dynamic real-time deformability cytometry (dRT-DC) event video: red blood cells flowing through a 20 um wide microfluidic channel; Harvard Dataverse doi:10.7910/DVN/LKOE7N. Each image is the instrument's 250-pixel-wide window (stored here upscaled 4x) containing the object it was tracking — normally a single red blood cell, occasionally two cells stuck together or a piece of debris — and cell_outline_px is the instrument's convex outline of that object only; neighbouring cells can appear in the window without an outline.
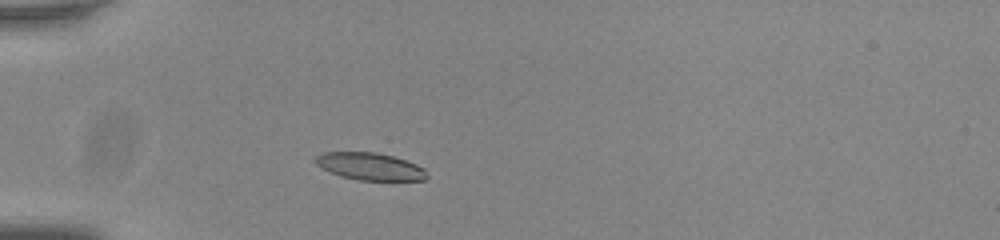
{"species": "common noctule bat (a hibernating species)", "species_latin": "Nyctalus noctula", "temperature_condition": "room temperature", "stored_images_in_passage": 46, "camera_frame_rate_fps": 3000, "um_per_image_px": 0.085, "animal": {"sex": "male", "body_mass_g": 20.0, "forearm_length_mm": 53.3}, "frame": {"image": 1, "passage_image": 8, "time_ms": 2.333, "image_size_px": [1000, 240], "cell_outline_px": [[428, 176], [424, 180], [360, 180], [340, 176], [316, 164], [316, 156], [324, 152], [376, 152], [392, 156], [416, 164], [424, 168]], "centroid_in_image_um": [31.47, 14.14], "position_along_channel_um": 53.5, "area_um2": 17.46}}
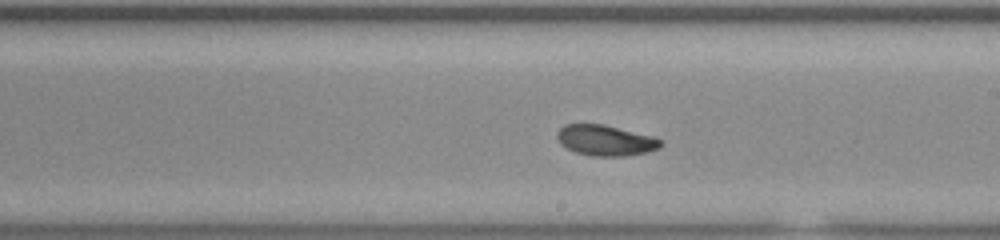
{"frame": {"image": 2, "passage_image": 24, "time_ms": 7.667, "image_size_px": [1000, 240], "cell_outline_px": [[664, 144], [660, 148], [648, 152], [624, 156], [592, 156], [576, 152], [560, 144], [556, 136], [556, 132], [564, 124], [604, 124], [652, 136], [664, 140]], "centroid_in_image_um": [51.49, 11.93], "position_along_channel_um": 237.5, "area_um2": 18.67}}
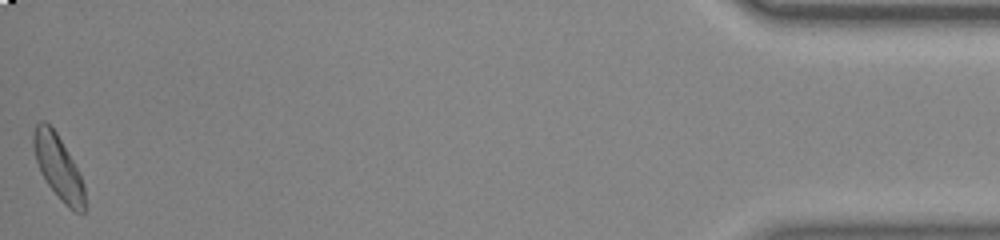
{"frame": {"image": 3, "passage_image": 46, "time_ms": 15.0, "image_size_px": [1000, 240], "cell_outline_px": [[84, 212], [76, 212], [64, 204], [48, 184], [40, 172], [32, 148], [32, 136], [36, 124], [40, 120], [44, 120], [56, 132], [68, 152], [84, 184]], "centroid_in_image_um": [4.91, 14.17], "position_along_channel_um": 430.3, "area_um2": 18.84}, "authors_computed_cell_mechanics": {"area_um2": 18.6694, "velocity_mm_per_s": 3.7817, "shape_relaxation_time_tau1_ms": 4.3304, "shape_relaxation_time_tau2_ms": 2.7306, "deformation_change_tau1": 0.1184, "deformation_change_tau2": 0.0775}}